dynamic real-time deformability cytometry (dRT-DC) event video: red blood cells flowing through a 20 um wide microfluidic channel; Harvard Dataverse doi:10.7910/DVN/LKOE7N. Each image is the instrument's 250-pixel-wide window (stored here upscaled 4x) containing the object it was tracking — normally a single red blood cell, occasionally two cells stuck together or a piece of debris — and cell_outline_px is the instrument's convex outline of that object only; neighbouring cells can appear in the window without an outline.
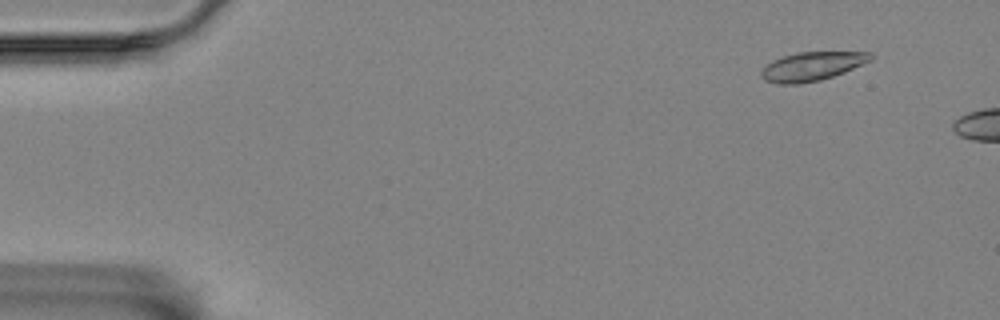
{"species": "Egyptian fruit bat (a non-hibernating species)", "species_latin": "Rousettus aegyptiacus", "temperature_condition": "room temperature", "stored_images_in_passage": 13, "camera_frame_rate_fps": 3000, "um_per_image_px": 0.085, "animal": {"sex": "female"}, "frame": {"image": 1, "passage_image": 2, "time_ms": 0.333, "image_size_px": [1000, 320], "cell_outline_px": [[872, 60], [844, 72], [820, 80], [796, 84], [776, 84], [764, 80], [760, 76], [760, 72], [772, 60], [796, 52], [872, 52]], "centroid_in_image_um": [69.0, 5.64], "position_along_channel_um": 16.0, "area_um2": 18.26}}